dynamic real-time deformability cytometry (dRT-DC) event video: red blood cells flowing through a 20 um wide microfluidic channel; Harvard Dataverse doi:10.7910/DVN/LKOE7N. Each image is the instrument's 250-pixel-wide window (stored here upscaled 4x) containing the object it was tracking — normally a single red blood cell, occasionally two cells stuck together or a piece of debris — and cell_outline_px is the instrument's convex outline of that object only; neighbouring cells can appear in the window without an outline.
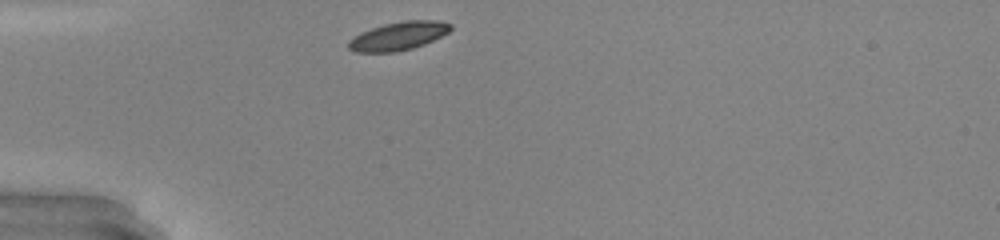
{"species": "common noctule bat (a hibernating species)", "species_latin": "Nyctalus noctula", "temperature_condition": "warm", "stored_images_in_passage": 27, "camera_frame_rate_fps": 3000, "um_per_image_px": 0.085, "animal": {"sex": "male", "body_mass_g": 20.0, "forearm_length_mm": 53.3}, "frame": {"image": 1, "passage_image": 1, "time_ms": 0.0, "image_size_px": [1000, 240], "cell_outline_px": [[452, 28], [448, 32], [424, 44], [412, 48], [396, 52], [356, 52], [348, 48], [348, 40], [360, 32], [384, 24], [404, 20], [436, 20], [452, 24]], "centroid_in_image_um": [33.84, 3.05], "position_along_channel_um": 51.2, "area_um2": 16.82}}
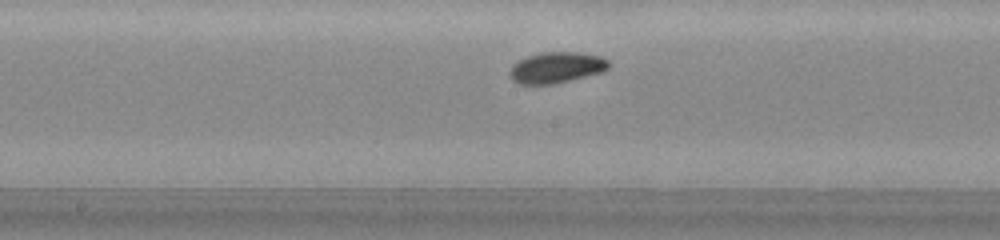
{"frame": {"image": 2, "passage_image": 13, "time_ms": 4.0, "image_size_px": [1000, 240], "cell_outline_px": [[612, 64], [608, 68], [600, 72], [552, 84], [520, 84], [512, 80], [508, 72], [512, 64], [528, 56], [544, 52], [580, 52], [600, 56], [608, 60]], "centroid_in_image_um": [47.28, 5.73], "position_along_channel_um": 200.9, "area_um2": 17.74}}
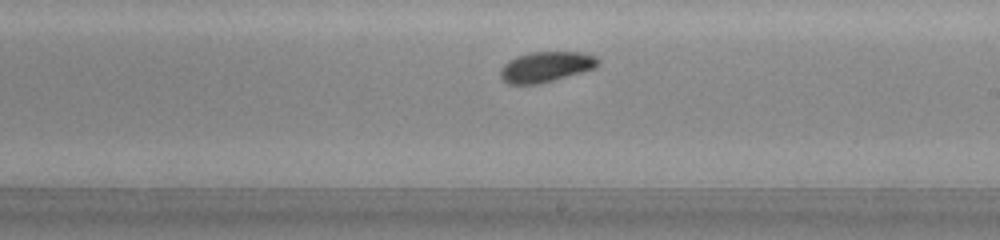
{"frame": {"image": 3, "passage_image": 16, "time_ms": 5.0, "image_size_px": [1000, 240], "cell_outline_px": [[600, 64], [596, 68], [552, 80], [536, 84], [508, 84], [500, 76], [500, 72], [504, 64], [508, 60], [516, 56], [528, 52], [580, 52], [596, 56], [600, 60]], "centroid_in_image_um": [46.42, 5.66], "position_along_channel_um": 242.6, "area_um2": 17.28}, "authors_computed_cell_mechanics": {"area_um2": 17.2822, "velocity_mm_per_s": 4.1913, "shape_relaxation_time_tau1_ms": 1.2301, "shape_relaxation_time_tau2_ms": 3.1471, "deformation_change_tau1": 0.0988, "deformation_change_tau2": 0.0804}}